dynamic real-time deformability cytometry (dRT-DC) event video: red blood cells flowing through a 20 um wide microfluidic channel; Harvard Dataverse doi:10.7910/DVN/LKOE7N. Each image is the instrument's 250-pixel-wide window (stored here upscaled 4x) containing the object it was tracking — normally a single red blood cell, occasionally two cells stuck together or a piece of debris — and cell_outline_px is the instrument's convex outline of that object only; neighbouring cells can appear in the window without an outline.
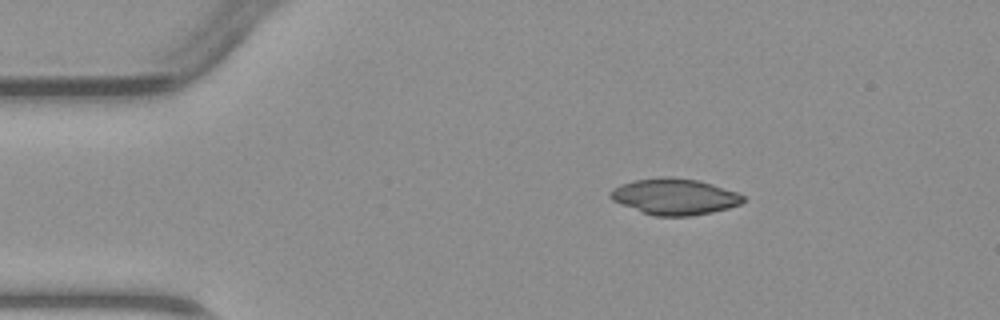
{"species": "common noctule bat (a hibernating species)", "species_latin": "Nyctalus noctula", "temperature_condition": "warm", "stored_images_in_passage": 3, "camera_frame_rate_fps": 3000, "um_per_image_px": 0.085, "animal": {"sex": "male", "body_mass_g": 23.1, "forearm_length_mm": 52.7}, "frame": {"image": 1, "passage_image": 1, "time_ms": 0.0, "image_size_px": [1000, 320], "cell_outline_px": [[744, 200], [740, 204], [728, 208], [712, 212], [692, 216], [656, 216], [620, 204], [612, 200], [608, 196], [608, 192], [612, 188], [620, 184], [632, 180], [664, 176], [700, 180], [736, 192], [744, 196]], "centroid_in_image_um": [57.3, 16.7], "position_along_channel_um": 27.7, "area_um2": 28.03}}